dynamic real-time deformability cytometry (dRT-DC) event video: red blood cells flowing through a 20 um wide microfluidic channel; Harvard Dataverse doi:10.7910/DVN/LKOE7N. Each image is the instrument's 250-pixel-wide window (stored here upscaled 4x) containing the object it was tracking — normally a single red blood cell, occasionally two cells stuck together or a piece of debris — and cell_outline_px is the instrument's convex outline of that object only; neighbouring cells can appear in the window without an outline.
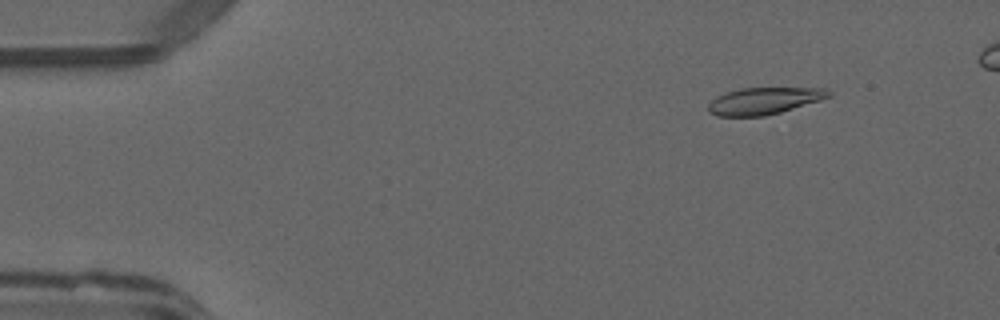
{"species": "common noctule bat (a hibernating species)", "species_latin": "Nyctalus noctula", "temperature_condition": "warm", "stored_images_in_passage": 3, "camera_frame_rate_fps": 3000, "um_per_image_px": 0.085, "animal": {"sex": "male", "forearm_length_mm": 52.5}, "frame": {"image": 1, "passage_image": 1, "time_ms": 0.0, "image_size_px": [1000, 320], "cell_outline_px": [[832, 96], [820, 100], [780, 112], [764, 116], [716, 116], [708, 112], [708, 104], [716, 96], [740, 88], [828, 88], [832, 92]], "centroid_in_image_um": [64.95, 8.57], "position_along_channel_um": 20.1, "area_um2": 18.84}}